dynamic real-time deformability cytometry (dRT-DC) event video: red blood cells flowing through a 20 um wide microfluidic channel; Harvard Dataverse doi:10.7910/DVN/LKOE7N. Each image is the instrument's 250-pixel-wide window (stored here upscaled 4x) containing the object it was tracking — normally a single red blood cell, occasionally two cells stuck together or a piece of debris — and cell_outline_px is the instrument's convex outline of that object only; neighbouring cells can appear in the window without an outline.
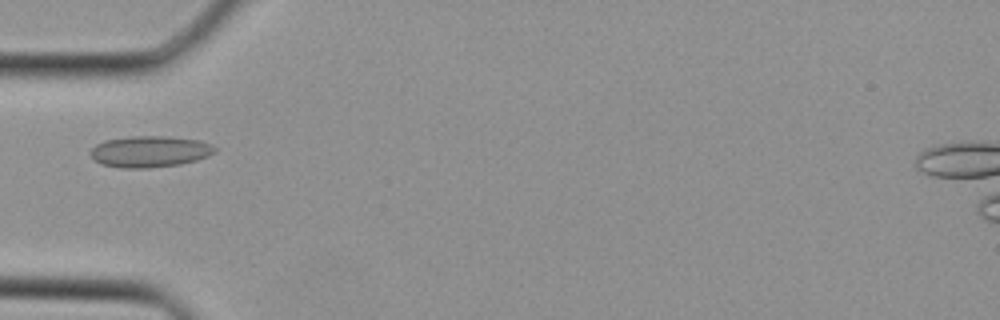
{"species": "Egyptian fruit bat (a non-hibernating species)", "species_latin": "Rousettus aegyptiacus", "temperature_condition": "cold", "stored_images_in_passage": 36, "camera_frame_rate_fps": 3000, "um_per_image_px": 0.085, "animal": {"sex": "female"}, "frame": {"image": 1, "passage_image": 11, "time_ms": 3.333, "image_size_px": [1000, 320], "cell_outline_px": [[216, 152], [208, 156], [196, 160], [180, 164], [148, 168], [124, 168], [100, 164], [92, 156], [92, 148], [96, 144], [104, 140], [132, 136], [164, 136], [200, 140], [212, 144], [216, 148]], "centroid_in_image_um": [12.76, 12.88], "position_along_channel_um": 72.2, "area_um2": 22.66}}
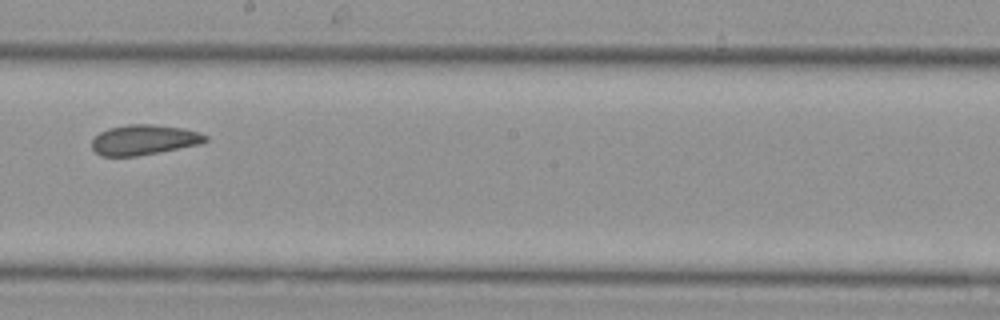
{"frame": {"image": 2, "passage_image": 20, "time_ms": 6.333, "image_size_px": [1000, 320], "cell_outline_px": [[208, 140], [200, 144], [160, 152], [136, 156], [100, 156], [92, 148], [92, 140], [100, 132], [108, 128], [128, 124], [152, 124], [184, 128], [200, 132], [208, 136]], "centroid_in_image_um": [12.26, 11.88], "position_along_channel_um": 235.9, "area_um2": 20.06}}
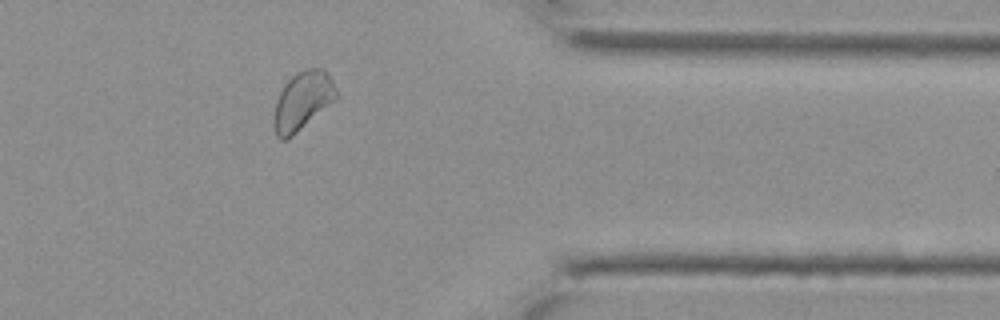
{"frame": {"image": 3, "passage_image": 29, "time_ms": 9.333, "image_size_px": [1000, 320], "cell_outline_px": [[336, 100], [292, 136], [284, 140], [280, 140], [276, 136], [272, 124], [272, 120], [276, 100], [284, 84], [292, 76], [304, 68], [324, 68], [332, 80], [336, 92]], "centroid_in_image_um": [25.68, 8.58], "position_along_channel_um": 385.7, "area_um2": 21.33}}